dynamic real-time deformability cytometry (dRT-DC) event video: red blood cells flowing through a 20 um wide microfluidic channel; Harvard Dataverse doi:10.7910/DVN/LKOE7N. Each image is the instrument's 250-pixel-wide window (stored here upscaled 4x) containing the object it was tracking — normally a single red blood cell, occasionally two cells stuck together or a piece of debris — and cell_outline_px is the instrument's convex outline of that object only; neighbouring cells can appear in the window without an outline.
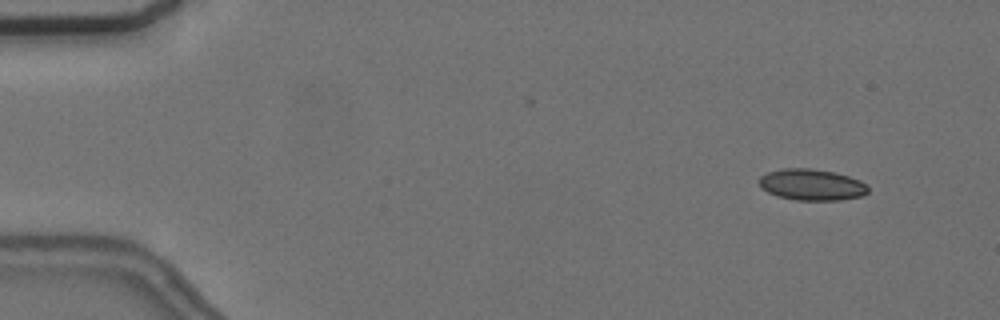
{"species": "common noctule bat (a hibernating species)", "species_latin": "Nyctalus noctula", "temperature_condition": "cold", "stored_images_in_passage": 6, "camera_frame_rate_fps": 3000, "um_per_image_px": 0.085, "animal": {"sex": "female", "body_mass_g": 24.6, "forearm_length_mm": 56.2}, "frame": {"image": 1, "passage_image": 2, "time_ms": 1.0, "image_size_px": [1000, 320], "cell_outline_px": [[868, 192], [860, 196], [840, 200], [796, 200], [776, 196], [760, 188], [760, 176], [768, 172], [784, 168], [812, 168], [836, 172], [860, 180], [868, 184]], "centroid_in_image_um": [69.0, 15.69], "position_along_channel_um": 16.0, "area_um2": 20.0}}